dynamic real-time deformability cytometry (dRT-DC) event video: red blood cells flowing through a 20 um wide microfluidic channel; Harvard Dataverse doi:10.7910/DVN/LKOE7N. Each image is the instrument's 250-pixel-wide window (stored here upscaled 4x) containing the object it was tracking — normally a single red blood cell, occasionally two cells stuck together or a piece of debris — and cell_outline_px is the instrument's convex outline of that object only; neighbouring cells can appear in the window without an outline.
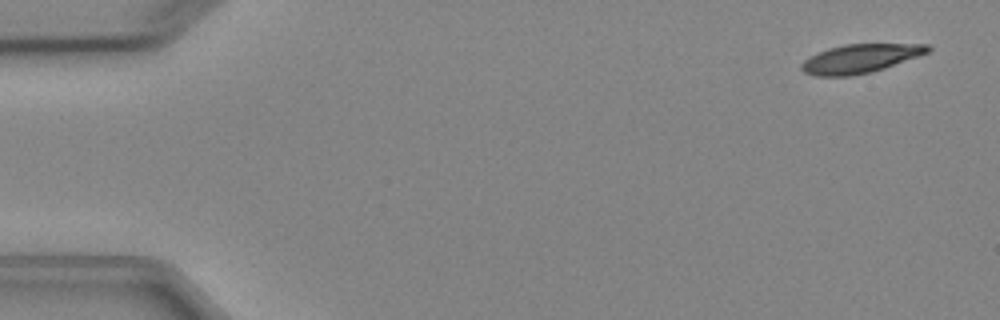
{"species": "Egyptian fruit bat (a non-hibernating species)", "species_latin": "Rousettus aegyptiacus", "temperature_condition": "cold", "stored_images_in_passage": 5, "camera_frame_rate_fps": 3000, "um_per_image_px": 0.085, "animal": {"sex": "female"}, "frame": {"image": 1, "passage_image": 1, "time_ms": 0.0, "image_size_px": [1000, 320], "cell_outline_px": [[932, 48], [928, 52], [884, 68], [872, 72], [848, 76], [816, 76], [804, 72], [800, 68], [800, 64], [804, 60], [816, 52], [828, 48], [844, 44], [928, 44]], "centroid_in_image_um": [73.06, 4.97], "position_along_channel_um": 11.9, "area_um2": 21.1}}
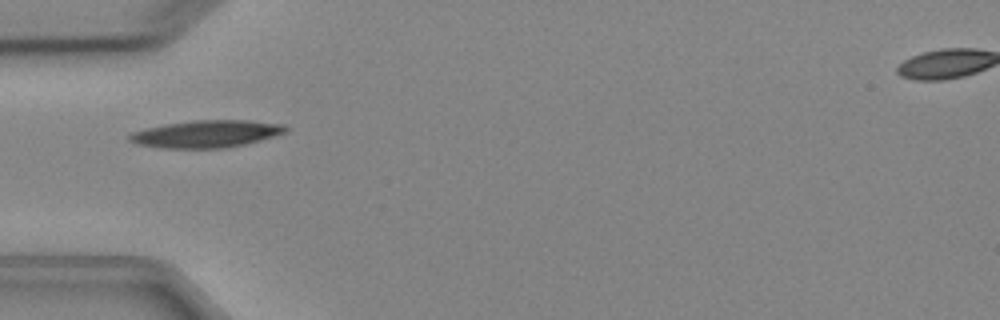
{"frame": {"image": 2, "passage_image": 5, "time_ms": 4.667, "image_size_px": [1000, 320], "cell_outline_px": [[288, 128], [284, 132], [260, 140], [244, 144], [224, 148], [160, 148], [136, 144], [128, 140], [128, 136], [132, 132], [144, 128], [164, 124], [192, 120], [248, 120], [284, 124]], "centroid_in_image_um": [17.48, 11.37], "position_along_channel_um": 67.5, "area_um2": 24.85}}